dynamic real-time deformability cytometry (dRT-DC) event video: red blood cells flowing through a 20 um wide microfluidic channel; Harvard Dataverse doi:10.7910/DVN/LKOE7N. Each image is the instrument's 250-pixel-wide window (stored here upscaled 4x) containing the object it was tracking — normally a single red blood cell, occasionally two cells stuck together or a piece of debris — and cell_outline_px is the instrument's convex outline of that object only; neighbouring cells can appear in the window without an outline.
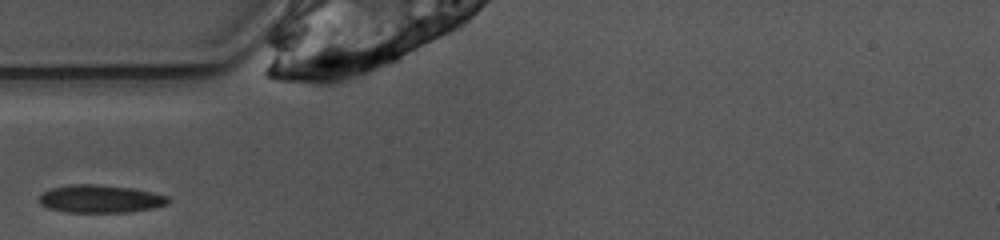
{"species": "common noctule bat (a hibernating species)", "species_latin": "Nyctalus noctula", "temperature_condition": "warm", "stored_images_in_passage": 22, "camera_frame_rate_fps": 3000, "um_per_image_px": 0.085, "animal": {"sex": "female", "body_mass_g": 10.0, "forearm_length_mm": 53.1}, "frame": {"image": 1, "passage_image": 1, "time_ms": 0.0, "image_size_px": [1000, 240], "cell_outline_px": [[172, 200], [168, 204], [156, 208], [128, 212], [68, 212], [48, 208], [40, 204], [40, 196], [44, 192], [52, 188], [72, 184], [96, 184], [132, 188], [152, 192], [168, 196]], "centroid_in_image_um": [8.59, 16.9], "position_along_channel_um": 76.4, "area_um2": 20.98}}
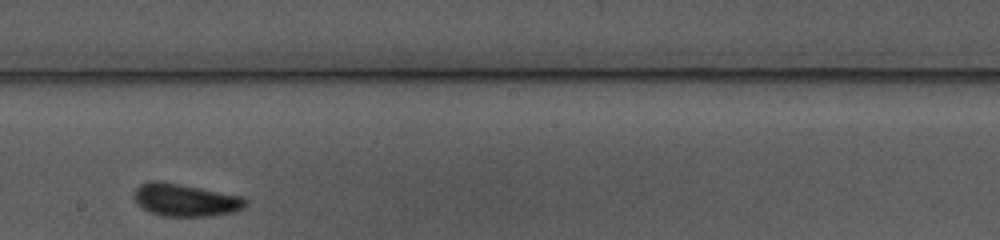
{"frame": {"image": 2, "passage_image": 13, "time_ms": 4.0, "image_size_px": [1000, 240], "cell_outline_px": [[248, 204], [244, 208], [232, 212], [212, 216], [160, 216], [144, 208], [132, 196], [132, 192], [140, 184], [148, 180], [160, 180], [244, 196], [248, 200]], "centroid_in_image_um": [15.78, 16.98], "position_along_channel_um": 232.4, "area_um2": 21.44}}
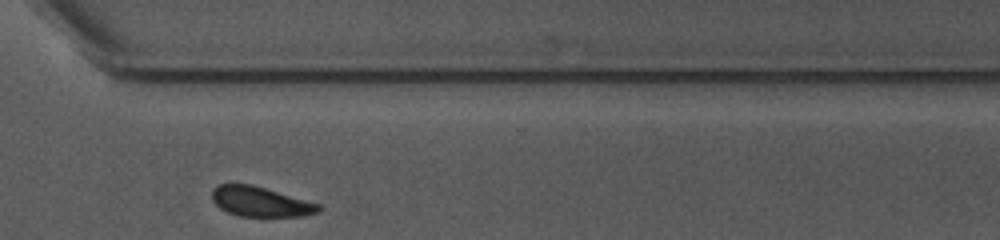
{"frame": {"image": 3, "passage_image": 22, "time_ms": 7.0, "image_size_px": [1000, 240], "cell_outline_px": [[320, 212], [304, 216], [240, 216], [228, 212], [220, 208], [212, 200], [212, 188], [220, 184], [252, 184], [320, 204]], "centroid_in_image_um": [22.13, 17.14], "position_along_channel_um": 348.5, "area_um2": 18.5}}